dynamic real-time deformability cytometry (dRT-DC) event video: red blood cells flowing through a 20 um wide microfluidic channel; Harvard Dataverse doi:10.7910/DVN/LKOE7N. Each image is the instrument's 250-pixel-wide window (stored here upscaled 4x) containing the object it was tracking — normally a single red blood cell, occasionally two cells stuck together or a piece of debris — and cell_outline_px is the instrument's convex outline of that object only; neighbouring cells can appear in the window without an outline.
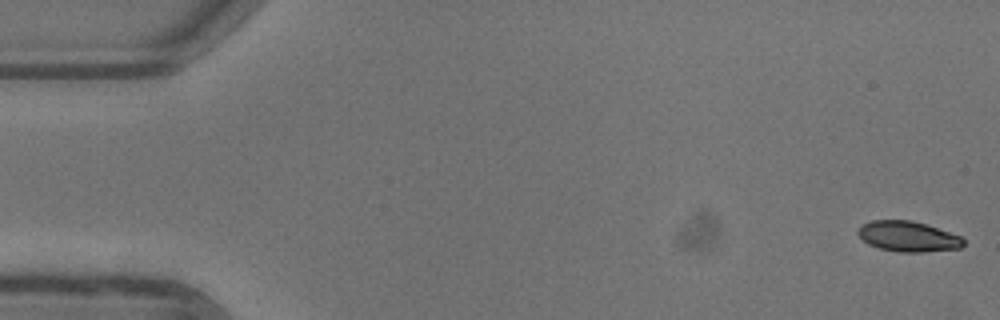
{"species": "common noctule bat (a hibernating species)", "species_latin": "Nyctalus noctula", "temperature_condition": "warm", "stored_images_in_passage": 52, "camera_frame_rate_fps": 3000, "um_per_image_px": 0.085, "animal": {"sex": "female"}, "frame": {"image": 1, "passage_image": 1, "time_ms": 0.0, "image_size_px": [1000, 320], "cell_outline_px": [[964, 244], [960, 248], [924, 252], [900, 252], [880, 248], [868, 244], [856, 232], [864, 224], [872, 220], [912, 220], [928, 224], [960, 236], [964, 240]], "centroid_in_image_um": [77.21, 20.09], "position_along_channel_um": 7.8, "area_um2": 18.61}}
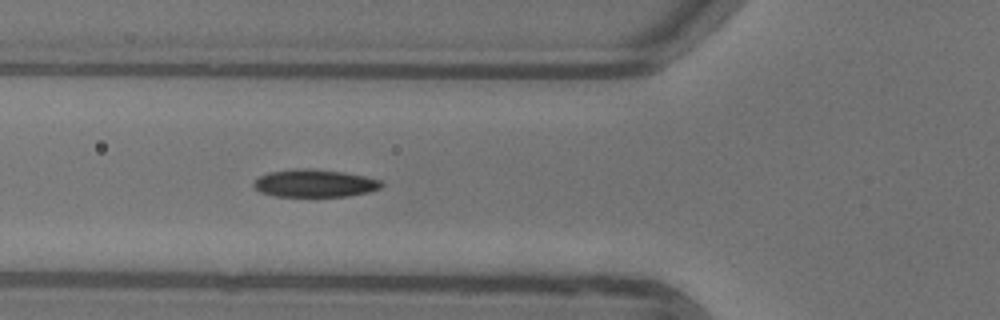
{"frame": {"image": 2, "passage_image": 19, "time_ms": 6.0, "image_size_px": [1000, 320], "cell_outline_px": [[384, 184], [380, 188], [368, 192], [348, 196], [272, 196], [260, 192], [252, 184], [260, 176], [268, 172], [296, 168], [308, 168], [344, 172], [364, 176], [380, 180]], "centroid_in_image_um": [26.73, 15.57], "position_along_channel_um": 99.1, "area_um2": 20.58}}
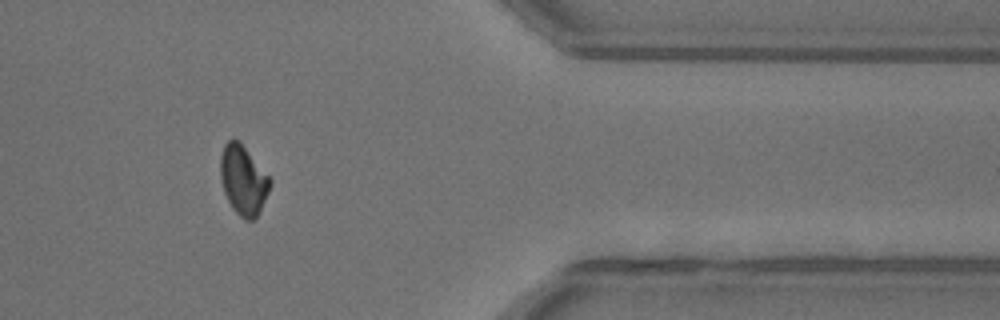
{"frame": {"image": 3, "passage_image": 43, "time_ms": 14.0, "image_size_px": [1000, 320], "cell_outline_px": [[272, 184], [256, 216], [252, 220], [244, 220], [232, 208], [224, 192], [220, 176], [220, 156], [224, 144], [228, 140], [240, 140], [272, 180]], "centroid_in_image_um": [20.66, 15.27], "position_along_channel_um": 390.7, "area_um2": 20.0}, "authors_computed_cell_mechanics": {"area_um2": 20.1722, "velocity_mm_per_s": 3.9481, "shape_relaxation_time_tau1_ms": 4.3057, "shape_relaxation_time_tau2_ms": null, "deformation_change_tau1": 0.1156, "deformation_change_tau2": null}}